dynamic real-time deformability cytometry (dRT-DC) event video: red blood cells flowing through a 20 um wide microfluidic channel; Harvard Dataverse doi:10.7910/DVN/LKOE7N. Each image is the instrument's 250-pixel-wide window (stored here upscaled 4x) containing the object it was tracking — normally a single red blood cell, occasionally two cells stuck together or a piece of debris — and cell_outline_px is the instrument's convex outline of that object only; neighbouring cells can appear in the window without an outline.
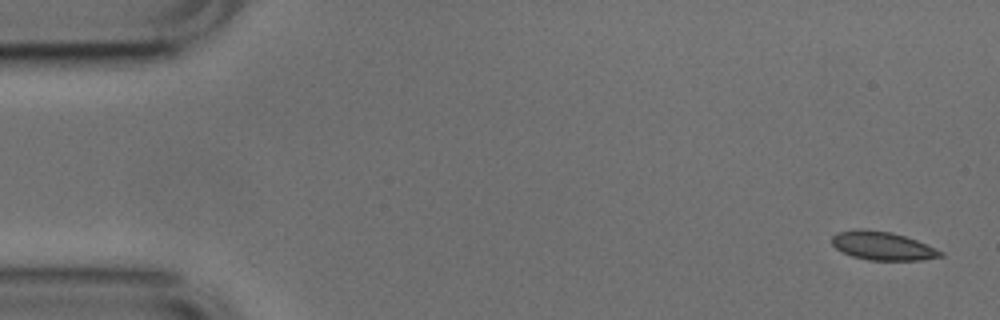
{"species": "common noctule bat (a hibernating species)", "species_latin": "Nyctalus noctula", "temperature_condition": "cold", "stored_images_in_passage": 35, "camera_frame_rate_fps": 3000, "um_per_image_px": 0.085, "animal": {"sex": "male", "body_mass_g": 17.9, "forearm_length_mm": 54.2}, "frame": {"image": 1, "passage_image": 1, "time_ms": 0.0, "image_size_px": [1000, 320], "cell_outline_px": [[944, 256], [920, 260], [868, 260], [852, 256], [836, 248], [832, 244], [832, 236], [836, 232], [856, 228], [864, 228], [892, 232], [916, 240], [944, 252]], "centroid_in_image_um": [74.99, 20.88], "position_along_channel_um": 10.0, "area_um2": 18.09}}
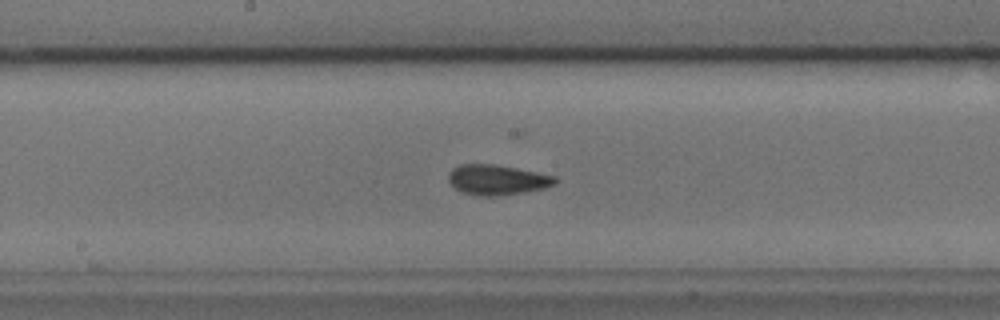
{"frame": {"image": 2, "passage_image": 26, "time_ms": 8.333, "image_size_px": [1000, 320], "cell_outline_px": [[560, 180], [556, 184], [544, 188], [524, 192], [496, 196], [476, 196], [464, 192], [456, 188], [448, 180], [448, 172], [452, 168], [460, 164], [492, 164], [516, 168], [556, 176]], "centroid_in_image_um": [42.27, 15.28], "position_along_channel_um": 205.9, "area_um2": 18.79}}
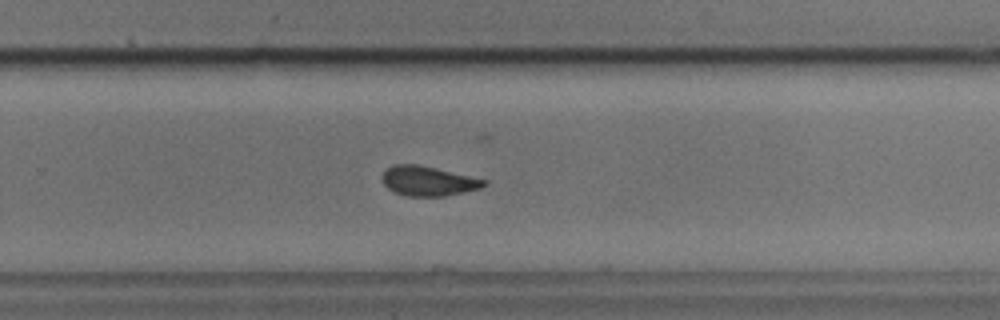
{"frame": {"image": 3, "passage_image": 33, "time_ms": 10.667, "image_size_px": [1000, 320], "cell_outline_px": [[488, 184], [480, 188], [444, 196], [404, 196], [392, 192], [384, 184], [384, 172], [392, 164], [416, 164], [436, 168], [488, 180]], "centroid_in_image_um": [36.4, 15.39], "position_along_channel_um": 293.4, "area_um2": 17.51}}